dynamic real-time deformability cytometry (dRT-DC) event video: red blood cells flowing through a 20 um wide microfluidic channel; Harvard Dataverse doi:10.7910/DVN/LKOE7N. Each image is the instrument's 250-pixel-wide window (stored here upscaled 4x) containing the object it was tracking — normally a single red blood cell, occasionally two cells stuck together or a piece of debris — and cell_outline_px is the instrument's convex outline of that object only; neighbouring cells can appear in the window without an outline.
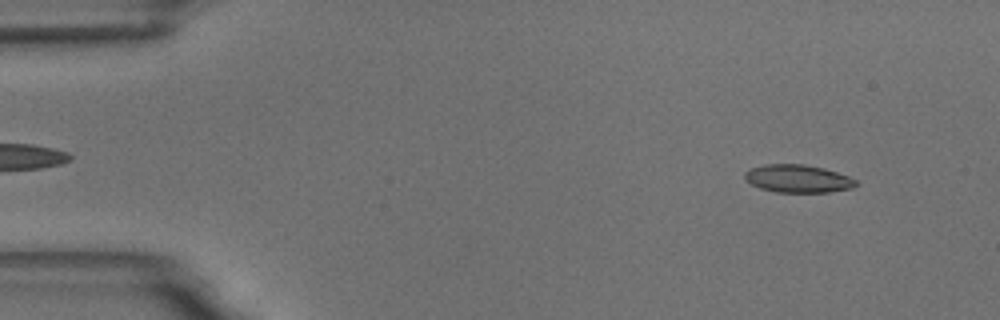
{"species": "common noctule bat (a hibernating species)", "species_latin": "Nyctalus noctula", "temperature_condition": "room temperature", "stored_images_in_passage": 10, "camera_frame_rate_fps": 3000, "um_per_image_px": 0.085, "animal": {"sex": "male", "body_mass_g": 18.8}, "frame": {"image": 1, "passage_image": 6, "time_ms": 1.667, "image_size_px": [1000, 320], "cell_outline_px": [[856, 184], [852, 188], [828, 192], [776, 192], [760, 188], [752, 184], [744, 176], [744, 172], [752, 168], [764, 164], [804, 164], [824, 168], [848, 176], [856, 180]], "centroid_in_image_um": [67.81, 15.18], "position_along_channel_um": 17.2, "area_um2": 17.86}}